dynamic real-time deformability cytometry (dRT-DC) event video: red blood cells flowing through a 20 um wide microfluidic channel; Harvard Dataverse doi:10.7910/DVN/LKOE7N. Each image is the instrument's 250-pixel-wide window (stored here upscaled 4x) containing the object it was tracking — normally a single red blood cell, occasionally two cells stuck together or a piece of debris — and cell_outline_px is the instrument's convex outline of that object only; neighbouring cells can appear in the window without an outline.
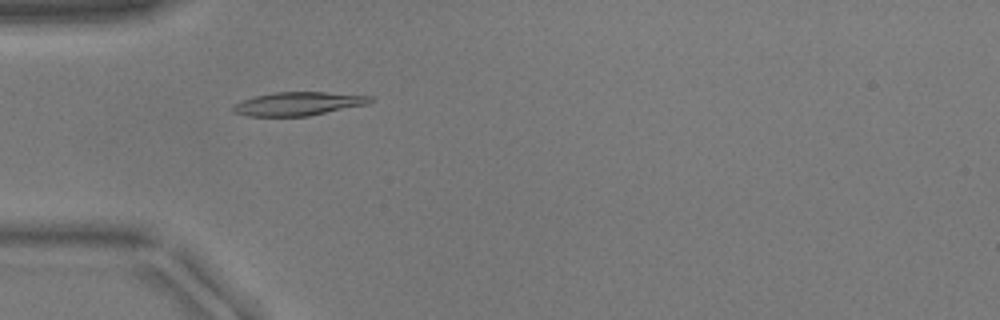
{"species": "common noctule bat (a hibernating species)", "species_latin": "Nyctalus noctula", "temperature_condition": "warm", "stored_images_in_passage": 41, "camera_frame_rate_fps": 3000, "um_per_image_px": 0.085, "animal": {"sex": "male", "body_mass_g": 17.9}, "frame": {"image": 1, "passage_image": 5, "time_ms": 1.333, "image_size_px": [1000, 320], "cell_outline_px": [[376, 100], [368, 104], [308, 116], [248, 116], [232, 112], [232, 104], [256, 96], [276, 92], [328, 92], [376, 96]], "centroid_in_image_um": [25.41, 8.81], "position_along_channel_um": 59.6, "area_um2": 18.96}}
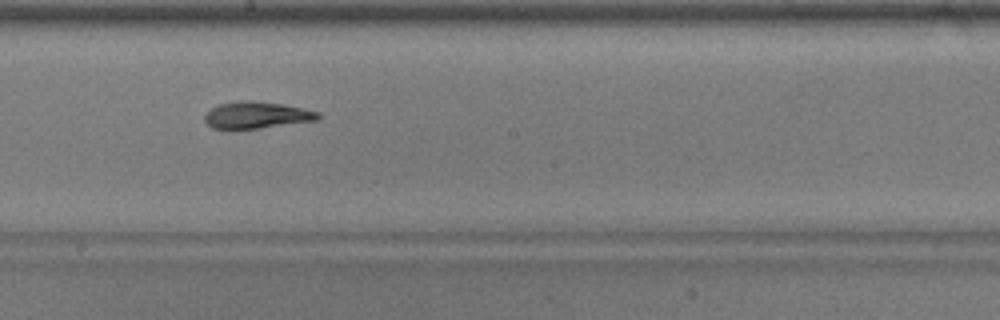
{"frame": {"image": 2, "passage_image": 18, "time_ms": 5.667, "image_size_px": [1000, 320], "cell_outline_px": [[320, 116], [316, 120], [260, 128], [212, 128], [204, 120], [204, 116], [212, 108], [220, 104], [240, 100], [252, 100], [284, 104], [320, 112]], "centroid_in_image_um": [21.83, 9.76], "position_along_channel_um": 226.4, "area_um2": 17.46}}
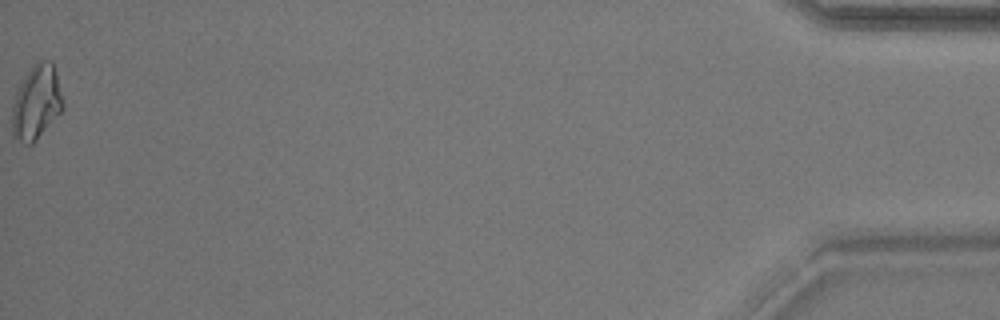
{"frame": {"image": 3, "passage_image": 41, "time_ms": 13.333, "image_size_px": [1000, 320], "cell_outline_px": [[64, 108], [36, 140], [32, 144], [24, 144], [12, 136], [12, 104], [16, 92], [20, 84], [36, 60], [52, 60], [56, 72], [64, 104]], "centroid_in_image_um": [3.09, 8.7], "position_along_channel_um": 432.1, "area_um2": 22.02}}